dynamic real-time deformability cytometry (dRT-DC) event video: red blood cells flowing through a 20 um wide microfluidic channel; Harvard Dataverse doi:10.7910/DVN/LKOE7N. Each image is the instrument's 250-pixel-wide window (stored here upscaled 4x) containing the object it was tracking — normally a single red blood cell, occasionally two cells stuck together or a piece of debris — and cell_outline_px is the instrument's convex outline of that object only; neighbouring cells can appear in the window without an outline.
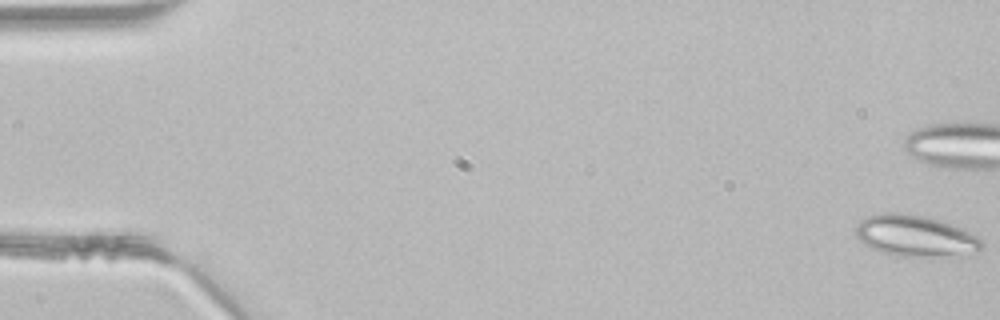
{"species": "common noctule bat (a hibernating species)", "species_latin": "Nyctalus noctula", "temperature_condition": "room temperature", "stored_images_in_passage": 10, "camera_frame_rate_fps": 3000, "um_per_image_px": 0.085, "animal": {"sex": "male", "body_mass_g": 21.5, "forearm_length_mm": 52.0}, "frame": {"image": 1, "passage_image": 1, "time_ms": 0.0, "image_size_px": [1000, 320], "cell_outline_px": [[984, 248], [968, 256], [904, 256], [884, 252], [872, 248], [864, 244], [856, 236], [856, 224], [860, 220], [868, 216], [884, 212], [900, 212], [924, 216], [940, 220], [964, 228], [980, 236], [984, 244]], "centroid_in_image_um": [77.89, 20.04], "position_along_channel_um": 7.1, "area_um2": 30.81}}